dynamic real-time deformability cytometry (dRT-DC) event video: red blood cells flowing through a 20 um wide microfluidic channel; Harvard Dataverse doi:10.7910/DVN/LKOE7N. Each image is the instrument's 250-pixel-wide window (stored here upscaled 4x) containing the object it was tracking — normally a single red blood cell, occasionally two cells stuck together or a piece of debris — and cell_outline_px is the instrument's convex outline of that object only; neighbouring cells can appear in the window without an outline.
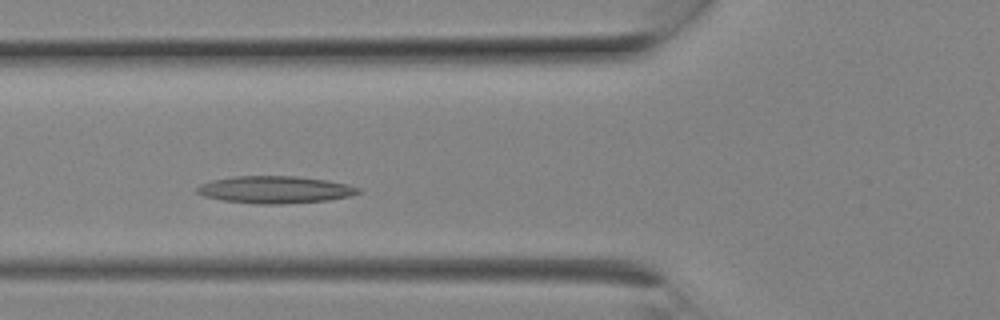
{"species": "Egyptian fruit bat (a non-hibernating species)", "species_latin": "Rousettus aegyptiacus", "temperature_condition": "room temperature", "stored_images_in_passage": 6, "camera_frame_rate_fps": 3000, "um_per_image_px": 0.085, "animal": {"sex": "female"}, "frame": {"image": 1, "passage_image": 5, "time_ms": 1.333, "image_size_px": [1000, 320], "cell_outline_px": [[360, 192], [352, 196], [328, 200], [280, 204], [256, 204], [224, 200], [204, 196], [196, 192], [196, 188], [200, 184], [212, 180], [232, 176], [296, 176], [328, 180], [348, 184], [360, 188]], "centroid_in_image_um": [23.39, 16.11], "position_along_channel_um": 102.4, "area_um2": 25.66}}
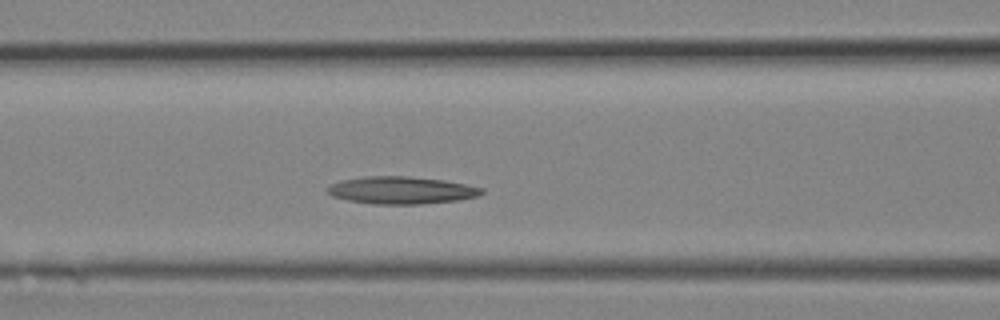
{"frame": {"image": 2, "passage_image": 6, "time_ms": 1.667, "image_size_px": [1000, 320], "cell_outline_px": [[484, 192], [480, 196], [460, 200], [420, 204], [372, 204], [348, 200], [332, 196], [324, 188], [340, 180], [364, 176], [408, 176], [444, 180], [484, 188]], "centroid_in_image_um": [34.12, 16.17], "position_along_channel_um": 132.5, "area_um2": 24.8}}